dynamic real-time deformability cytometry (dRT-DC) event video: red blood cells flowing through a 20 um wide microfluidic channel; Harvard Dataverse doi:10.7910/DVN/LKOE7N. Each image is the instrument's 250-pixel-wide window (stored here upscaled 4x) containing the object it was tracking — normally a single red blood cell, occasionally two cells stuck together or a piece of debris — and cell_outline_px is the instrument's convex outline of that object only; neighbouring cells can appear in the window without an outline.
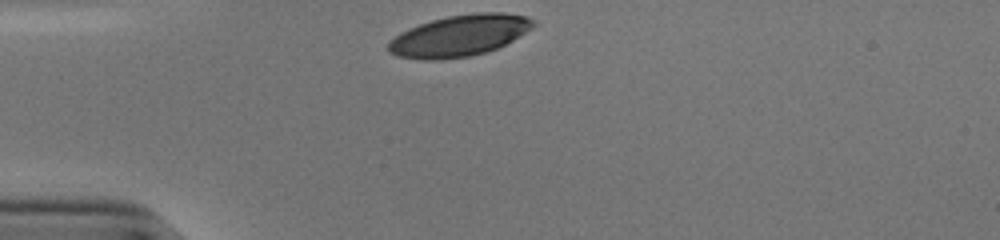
{"species": "human", "species_latin": "Homo sapiens", "temperature_condition": "cold", "stored_images_in_passage": 29, "camera_frame_rate_fps": 3000, "um_per_image_px": 0.085, "donor": {"sex": "male"}, "frame": {"image": 1, "passage_image": 1, "time_ms": 0.0, "image_size_px": [1000, 240], "cell_outline_px": [[536, 24], [532, 28], [512, 40], [496, 48], [484, 52], [468, 56], [440, 60], [424, 60], [396, 56], [388, 52], [388, 40], [400, 32], [408, 28], [432, 20], [448, 16], [476, 12], [504, 12], [528, 16]], "centroid_in_image_um": [39.01, 3.02], "position_along_channel_um": 46.0, "area_um2": 34.91}}
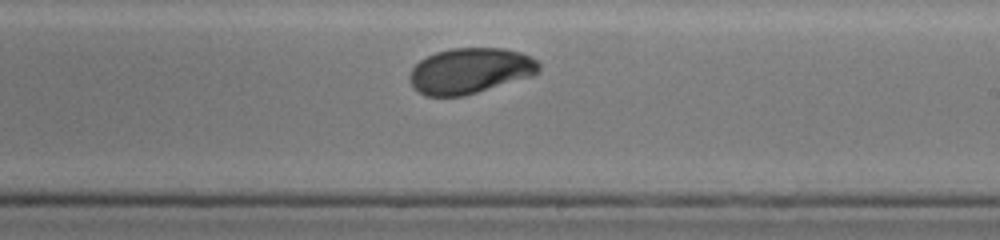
{"frame": {"image": 2, "passage_image": 19, "time_ms": 6.0, "image_size_px": [1000, 240], "cell_outline_px": [[540, 72], [532, 76], [464, 96], [424, 96], [408, 80], [408, 76], [412, 68], [420, 60], [436, 52], [452, 48], [504, 48], [520, 52], [536, 60], [540, 64]], "centroid_in_image_um": [39.96, 6.02], "position_along_channel_um": 249.0, "area_um2": 34.33}}
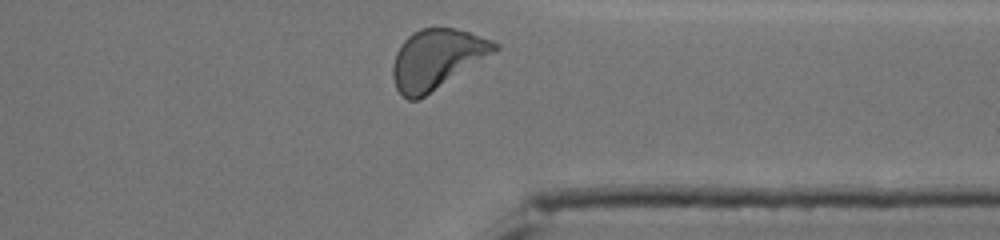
{"frame": {"image": 3, "passage_image": 29, "time_ms": 9.333, "image_size_px": [1000, 240], "cell_outline_px": [[500, 48], [420, 100], [408, 100], [396, 88], [392, 76], [392, 64], [396, 52], [400, 44], [412, 32], [420, 28], [452, 28], [468, 32], [492, 40], [500, 44]], "centroid_in_image_um": [37.09, 5.02], "position_along_channel_um": 374.3, "area_um2": 35.26}, "authors_computed_cell_mechanics": {"area_um2": 35.2002, "velocity_mm_per_s": 3.8004, "shape_relaxation_time_tau1_ms": 1.9685, "shape_relaxation_time_tau2_ms": null, "deformation_change_tau1": 0.1199, "deformation_change_tau2": null}}